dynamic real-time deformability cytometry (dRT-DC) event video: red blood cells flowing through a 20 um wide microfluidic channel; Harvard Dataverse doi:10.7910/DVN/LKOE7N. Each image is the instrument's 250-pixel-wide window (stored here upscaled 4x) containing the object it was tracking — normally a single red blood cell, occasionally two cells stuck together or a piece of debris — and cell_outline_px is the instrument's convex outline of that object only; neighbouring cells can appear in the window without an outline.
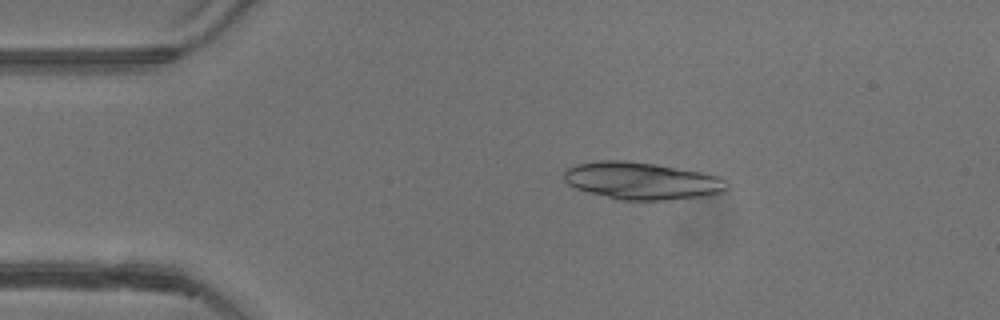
{"species": "common noctule bat (a hibernating species)", "species_latin": "Nyctalus noctula", "temperature_condition": "warm", "stored_images_in_passage": 34, "camera_frame_rate_fps": 3000, "um_per_image_px": 0.085, "animal": {"sex": "female"}, "frame": {"image": 1, "passage_image": 9, "time_ms": 2.667, "image_size_px": [1000, 320], "cell_outline_px": [[728, 188], [724, 192], [712, 196], [668, 200], [620, 200], [588, 192], [576, 188], [568, 184], [564, 180], [564, 168], [576, 164], [600, 160], [624, 160], [656, 164], [704, 172], [720, 176], [728, 180]], "centroid_in_image_um": [54.62, 15.37], "position_along_channel_um": 30.4, "area_um2": 36.07}}